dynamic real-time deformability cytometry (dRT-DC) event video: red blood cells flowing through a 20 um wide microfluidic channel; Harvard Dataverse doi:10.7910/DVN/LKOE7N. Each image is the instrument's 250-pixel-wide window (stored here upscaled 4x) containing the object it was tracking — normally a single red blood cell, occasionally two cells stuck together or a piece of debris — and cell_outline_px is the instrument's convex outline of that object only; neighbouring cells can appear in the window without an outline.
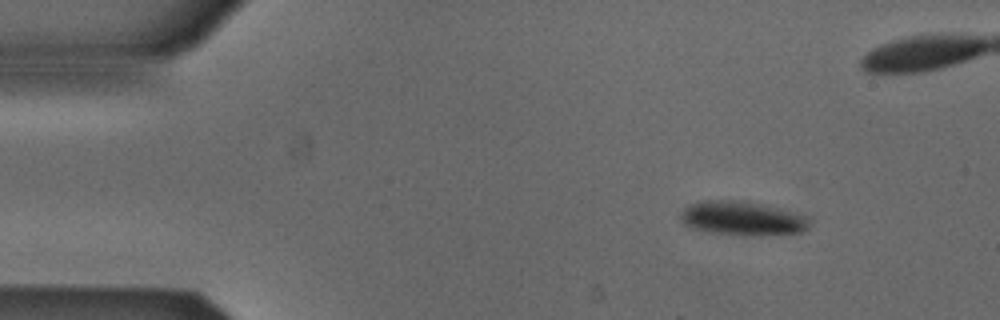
{"species": "Egyptian fruit bat (a non-hibernating species)", "species_latin": "Rousettus aegyptiacus", "temperature_condition": "cold", "stored_images_in_passage": 4, "camera_frame_rate_fps": 3000, "um_per_image_px": 0.085, "animal": {"sex": "male"}, "frame": {"image": 1, "passage_image": 1, "time_ms": 0.0, "image_size_px": [1000, 320], "cell_outline_px": [[808, 228], [800, 232], [760, 236], [744, 236], [716, 232], [692, 228], [684, 224], [680, 216], [680, 212], [688, 204], [696, 200], [740, 200], [760, 204], [808, 216]], "centroid_in_image_um": [63.05, 18.55], "position_along_channel_um": 22.0, "area_um2": 25.55}}